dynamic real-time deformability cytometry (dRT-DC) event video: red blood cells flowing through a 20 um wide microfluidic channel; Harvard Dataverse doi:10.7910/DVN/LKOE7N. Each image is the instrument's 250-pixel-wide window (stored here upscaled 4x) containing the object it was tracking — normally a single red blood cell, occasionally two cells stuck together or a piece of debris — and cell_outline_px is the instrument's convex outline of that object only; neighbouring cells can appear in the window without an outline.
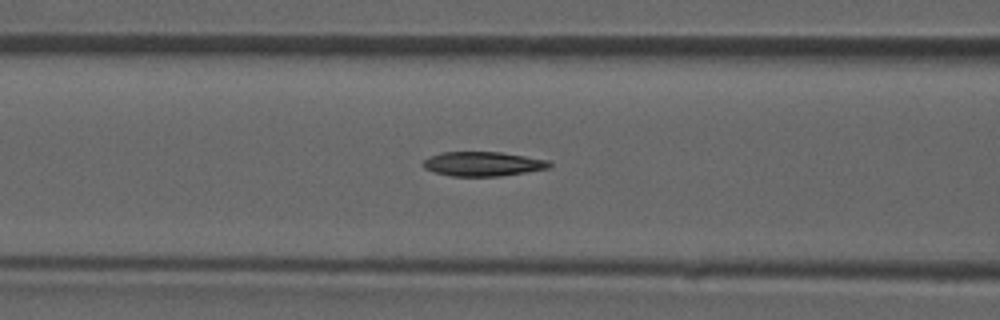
{"species": "common noctule bat (a hibernating species)", "species_latin": "Nyctalus noctula", "temperature_condition": "room temperature", "stored_images_in_passage": 45, "camera_frame_rate_fps": 3000, "um_per_image_px": 0.085, "animal": {"sex": "male", "forearm_length_mm": 52.5}, "frame": {"image": 1, "passage_image": 19, "time_ms": 6.0, "image_size_px": [1000, 320], "cell_outline_px": [[552, 164], [548, 168], [500, 176], [452, 176], [436, 172], [424, 168], [424, 160], [428, 156], [440, 152], [500, 152], [548, 160]], "centroid_in_image_um": [41.02, 13.92], "position_along_channel_um": 125.6, "area_um2": 17.74}}